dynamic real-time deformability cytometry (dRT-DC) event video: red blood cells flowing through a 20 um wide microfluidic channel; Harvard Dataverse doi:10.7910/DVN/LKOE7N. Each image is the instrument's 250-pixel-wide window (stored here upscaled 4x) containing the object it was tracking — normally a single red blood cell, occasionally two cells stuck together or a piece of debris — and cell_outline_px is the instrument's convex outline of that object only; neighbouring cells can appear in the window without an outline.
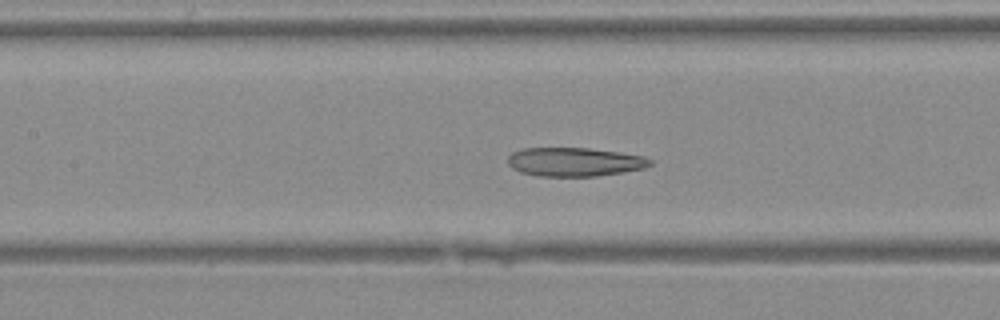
{"species": "Egyptian fruit bat (a non-hibernating species)", "species_latin": "Rousettus aegyptiacus", "temperature_condition": "warm", "stored_images_in_passage": 22, "camera_frame_rate_fps": 3000, "um_per_image_px": 0.085, "animal": {"sex": "female"}, "frame": {"image": 1, "passage_image": 7, "time_ms": 2.0, "image_size_px": [1000, 320], "cell_outline_px": [[652, 164], [644, 168], [624, 172], [596, 176], [536, 176], [520, 172], [512, 168], [508, 164], [508, 156], [512, 152], [524, 148], [588, 148], [644, 156], [652, 160]], "centroid_in_image_um": [48.82, 13.76], "position_along_channel_um": 158.6, "area_um2": 23.87}}
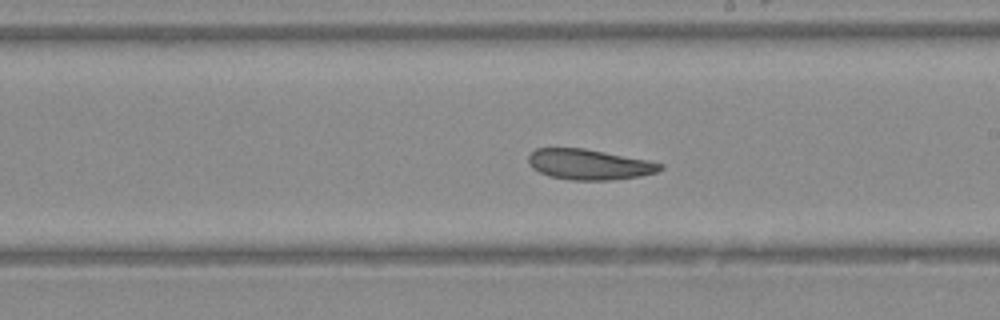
{"frame": {"image": 2, "passage_image": 12, "time_ms": 3.667, "image_size_px": [1000, 320], "cell_outline_px": [[664, 168], [656, 172], [640, 176], [612, 180], [572, 180], [548, 176], [532, 168], [528, 160], [528, 156], [536, 148], [584, 148], [648, 160], [664, 164]], "centroid_in_image_um": [50.09, 13.98], "position_along_channel_um": 238.9, "area_um2": 23.41}}
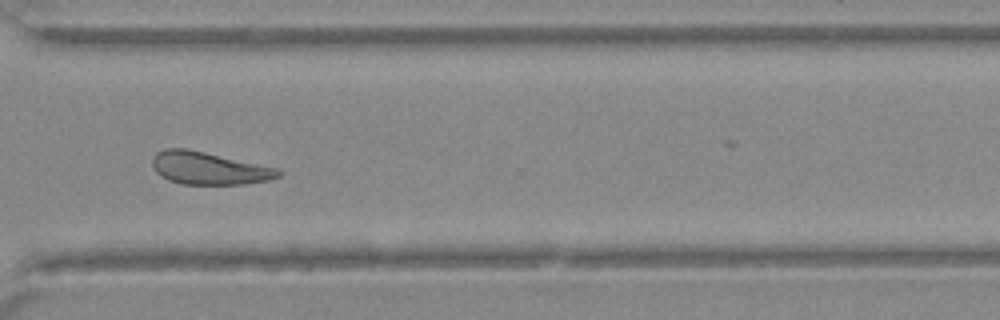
{"frame": {"image": 3, "passage_image": 19, "time_ms": 6.0, "image_size_px": [1000, 320], "cell_outline_px": [[284, 172], [280, 176], [268, 180], [244, 184], [180, 184], [168, 180], [156, 172], [152, 164], [152, 156], [156, 152], [164, 148], [188, 148], [280, 168]], "centroid_in_image_um": [17.77, 14.29], "position_along_channel_um": 352.8, "area_um2": 24.28}}